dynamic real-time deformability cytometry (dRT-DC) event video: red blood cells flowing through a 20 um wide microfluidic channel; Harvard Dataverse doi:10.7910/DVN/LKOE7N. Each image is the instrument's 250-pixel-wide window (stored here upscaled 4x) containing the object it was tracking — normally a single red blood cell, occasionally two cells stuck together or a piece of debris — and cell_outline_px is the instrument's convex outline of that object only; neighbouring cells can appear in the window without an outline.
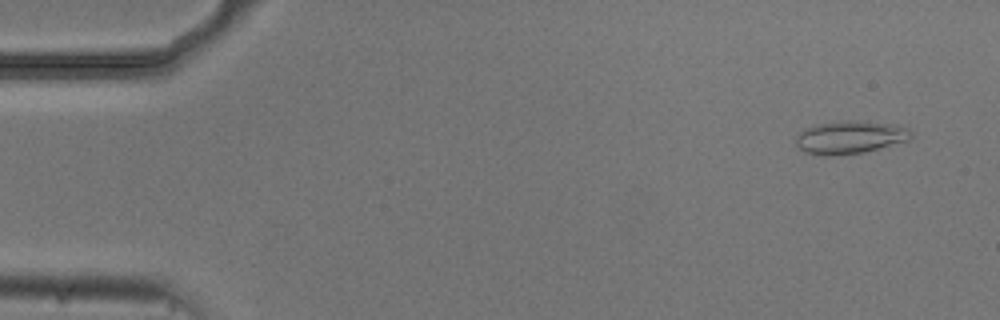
{"species": "common noctule bat (a hibernating species)", "species_latin": "Nyctalus noctula", "temperature_condition": "cold", "stored_images_in_passage": 53, "camera_frame_rate_fps": 3000, "um_per_image_px": 0.085, "animal": {"sex": "male", "body_mass_g": 20.5, "forearm_length_mm": 52.5}, "frame": {"image": 1, "passage_image": 3, "time_ms": 0.667, "image_size_px": [1000, 320], "cell_outline_px": [[912, 136], [908, 140], [864, 152], [828, 156], [820, 156], [804, 152], [796, 144], [796, 136], [804, 128], [820, 124], [888, 124], [908, 128], [912, 132]], "centroid_in_image_um": [72.2, 11.74], "position_along_channel_um": 12.8, "area_um2": 20.75}}
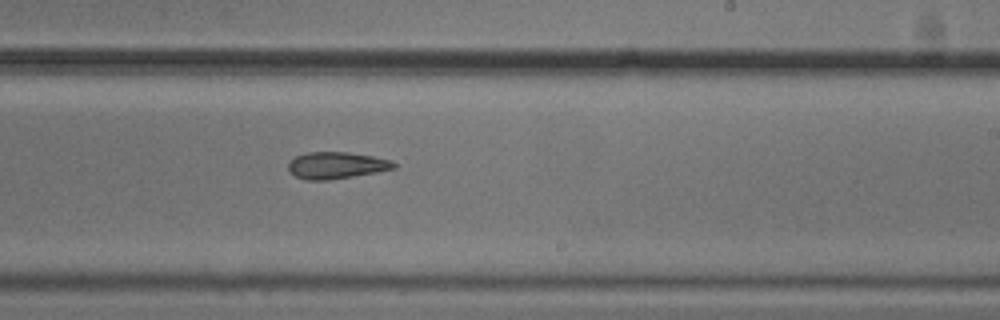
{"frame": {"image": 2, "passage_image": 32, "time_ms": 10.333, "image_size_px": [1000, 320], "cell_outline_px": [[396, 168], [376, 172], [328, 180], [308, 180], [296, 176], [288, 168], [288, 164], [296, 156], [308, 152], [348, 152], [372, 156], [392, 160], [396, 164]], "centroid_in_image_um": [28.62, 14.05], "position_along_channel_um": 260.4, "area_um2": 16.24}}
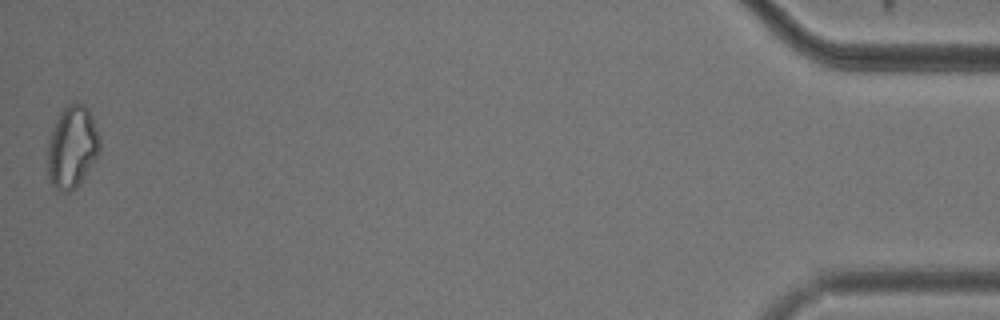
{"frame": {"image": 3, "passage_image": 53, "time_ms": 17.333, "image_size_px": [1000, 320], "cell_outline_px": [[100, 148], [96, 156], [80, 184], [68, 192], [64, 192], [56, 188], [52, 184], [48, 176], [48, 144], [56, 120], [60, 112], [68, 104], [84, 104], [88, 108], [92, 116], [100, 136]], "centroid_in_image_um": [6.14, 12.49], "position_along_channel_um": 429.1, "area_um2": 24.62}}